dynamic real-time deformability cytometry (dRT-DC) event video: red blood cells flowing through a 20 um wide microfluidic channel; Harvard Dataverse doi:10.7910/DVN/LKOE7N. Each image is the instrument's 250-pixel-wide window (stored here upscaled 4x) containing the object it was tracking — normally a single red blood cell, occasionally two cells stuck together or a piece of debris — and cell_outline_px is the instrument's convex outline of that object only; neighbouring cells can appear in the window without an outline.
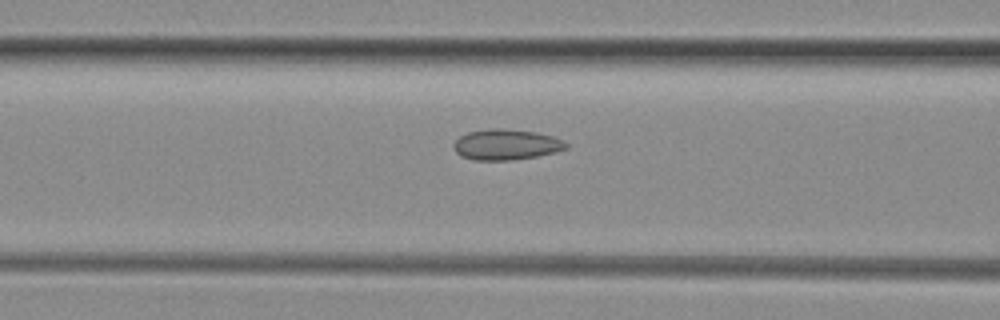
{"species": "common noctule bat (a hibernating species)", "species_latin": "Nyctalus noctula", "temperature_condition": "room temperature", "stored_images_in_passage": 24, "camera_frame_rate_fps": 3000, "um_per_image_px": 0.085, "animal": {"sex": "female", "body_mass_g": 29.2, "forearm_length_mm": 56.3}, "frame": {"image": 1, "passage_image": 20, "time_ms": 6.333, "image_size_px": [1000, 320], "cell_outline_px": [[568, 148], [556, 152], [536, 156], [512, 160], [476, 160], [460, 156], [456, 152], [452, 144], [460, 136], [468, 132], [488, 128], [504, 128], [536, 132], [552, 136], [564, 140], [568, 144]], "centroid_in_image_um": [43.03, 12.28], "position_along_channel_um": 123.6, "area_um2": 20.23}}
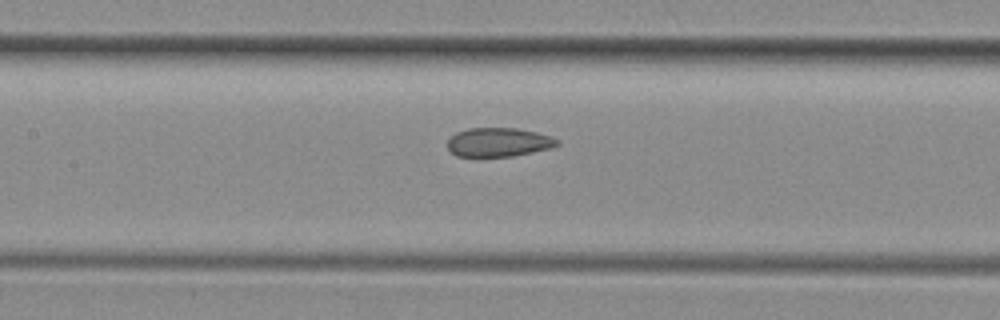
{"frame": {"image": 2, "passage_image": 23, "time_ms": 7.333, "image_size_px": [1000, 320], "cell_outline_px": [[560, 144], [548, 148], [512, 156], [456, 156], [448, 148], [448, 140], [456, 132], [468, 128], [516, 128], [536, 132], [552, 136], [560, 140]], "centroid_in_image_um": [42.38, 12.07], "position_along_channel_um": 165.0, "area_um2": 18.32}}